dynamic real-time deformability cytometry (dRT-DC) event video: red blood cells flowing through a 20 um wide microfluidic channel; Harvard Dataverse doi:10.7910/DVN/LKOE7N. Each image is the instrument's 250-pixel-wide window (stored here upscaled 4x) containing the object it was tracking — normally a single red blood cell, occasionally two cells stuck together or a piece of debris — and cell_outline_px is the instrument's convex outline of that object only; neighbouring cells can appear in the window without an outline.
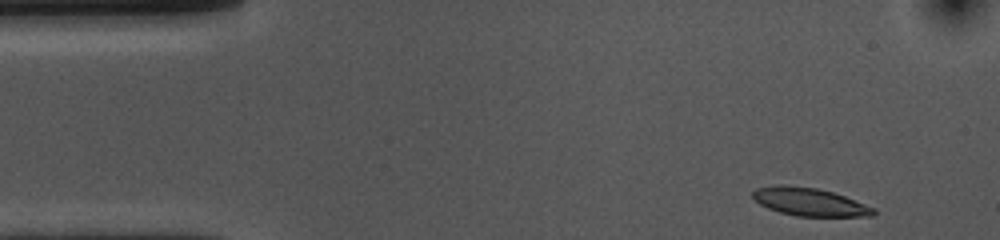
{"species": "common noctule bat (a hibernating species)", "species_latin": "Nyctalus noctula", "temperature_condition": "cold", "stored_images_in_passage": 41, "camera_frame_rate_fps": 3000, "um_per_image_px": 0.085, "animal": {"sex": "female", "body_mass_g": 10.0, "forearm_length_mm": 53.1}, "frame": {"image": 1, "passage_image": 1, "time_ms": 0.0, "image_size_px": [1000, 240], "cell_outline_px": [[876, 212], [872, 216], [796, 216], [780, 212], [768, 208], [760, 204], [752, 196], [752, 192], [756, 188], [776, 184], [780, 184], [816, 188], [832, 192], [844, 196], [876, 208]], "centroid_in_image_um": [68.8, 17.15], "position_along_channel_um": 16.2, "area_um2": 19.65}}
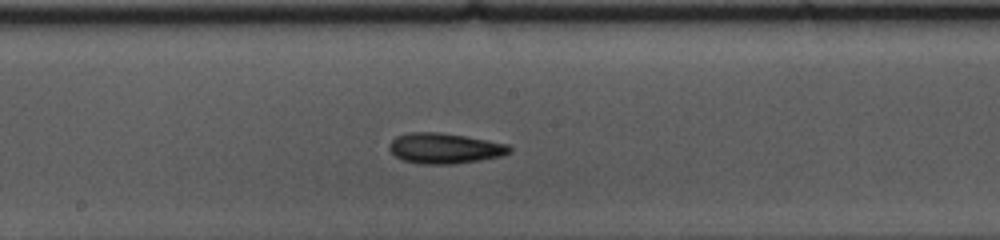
{"frame": {"image": 2, "passage_image": 23, "time_ms": 7.333, "image_size_px": [1000, 240], "cell_outline_px": [[512, 152], [500, 156], [480, 160], [452, 164], [420, 164], [404, 160], [396, 156], [388, 148], [388, 144], [396, 136], [412, 132], [440, 132], [488, 140], [508, 144], [512, 148]], "centroid_in_image_um": [37.8, 12.6], "position_along_channel_um": 210.4, "area_um2": 21.33}}
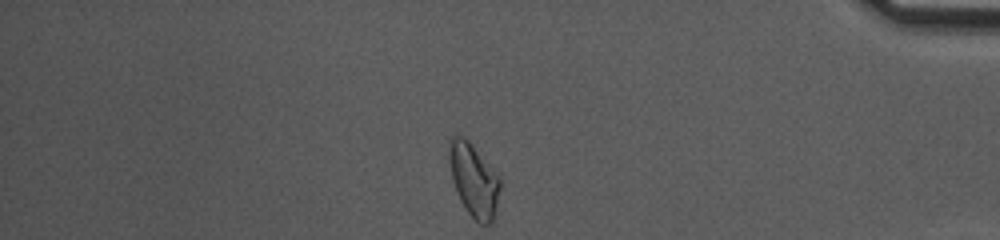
{"frame": {"image": 3, "passage_image": 41, "time_ms": 13.333, "image_size_px": [1000, 240], "cell_outline_px": [[500, 188], [492, 220], [488, 224], [480, 224], [468, 212], [460, 200], [456, 192], [452, 180], [448, 160], [448, 136], [460, 132], [468, 140], [500, 176]], "centroid_in_image_um": [40.21, 15.2], "position_along_channel_um": 395.0, "area_um2": 21.91}, "authors_computed_cell_mechanics": {"area_um2": 20.4612, "velocity_mm_per_s": 3.7, "shape_relaxation_time_tau1_ms": 3.456, "shape_relaxation_time_tau2_ms": 2.7029, "deformation_change_tau1": 0.1286, "deformation_change_tau2": 0.0929}}